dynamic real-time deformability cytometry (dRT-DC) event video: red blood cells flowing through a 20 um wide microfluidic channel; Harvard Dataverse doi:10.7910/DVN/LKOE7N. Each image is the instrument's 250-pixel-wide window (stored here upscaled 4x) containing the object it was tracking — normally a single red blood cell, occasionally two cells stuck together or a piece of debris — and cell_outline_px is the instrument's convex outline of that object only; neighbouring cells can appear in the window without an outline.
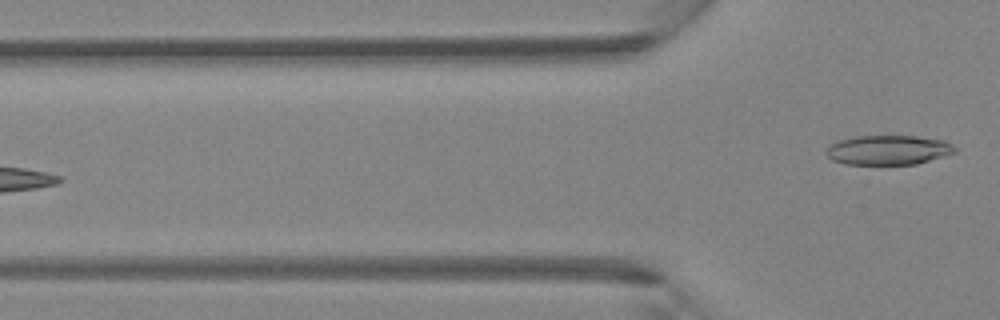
{"species": "Egyptian fruit bat (a non-hibernating species)", "species_latin": "Rousettus aegyptiacus", "temperature_condition": "room temperature", "stored_images_in_passage": 6, "camera_frame_rate_fps": 3000, "um_per_image_px": 0.085, "animal": {"sex": "female"}, "frame": {"image": 1, "passage_image": 6, "time_ms": 1.667, "image_size_px": [1000, 320], "cell_outline_px": [[956, 152], [916, 164], [844, 164], [832, 160], [824, 152], [828, 144], [840, 140], [856, 136], [916, 136], [944, 140], [952, 144], [956, 148]], "centroid_in_image_um": [75.47, 12.75], "position_along_channel_um": 50.3, "area_um2": 22.2}}